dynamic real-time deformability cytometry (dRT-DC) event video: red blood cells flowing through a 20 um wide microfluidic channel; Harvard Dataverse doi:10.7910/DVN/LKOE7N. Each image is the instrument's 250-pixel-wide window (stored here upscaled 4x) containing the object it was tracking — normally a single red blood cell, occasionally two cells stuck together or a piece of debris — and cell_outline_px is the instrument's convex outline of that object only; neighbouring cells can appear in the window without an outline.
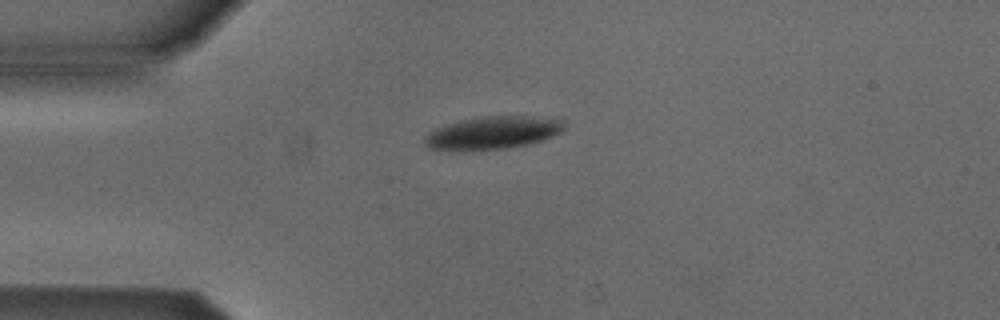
{"species": "Egyptian fruit bat (a non-hibernating species)", "species_latin": "Rousettus aegyptiacus", "temperature_condition": "cold", "stored_images_in_passage": 4, "camera_frame_rate_fps": 3000, "um_per_image_px": 0.085, "animal": {"sex": "male"}, "frame": {"image": 1, "passage_image": 1, "time_ms": 0.0, "image_size_px": [1000, 320], "cell_outline_px": [[564, 128], [560, 132], [540, 140], [528, 144], [508, 148], [432, 148], [424, 144], [424, 140], [436, 128], [460, 120], [484, 116], [528, 116], [564, 120]], "centroid_in_image_um": [41.96, 11.24], "position_along_channel_um": 43.0, "area_um2": 25.37}}
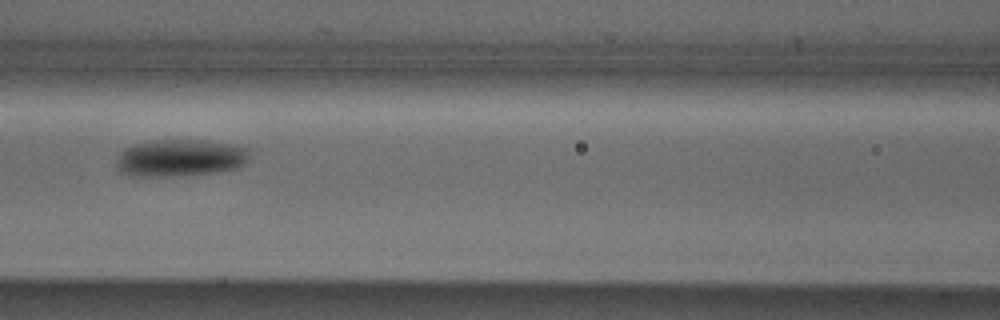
{"frame": {"image": 2, "passage_image": 4, "time_ms": 3.333, "image_size_px": [1000, 320], "cell_outline_px": [[248, 160], [240, 168], [216, 172], [168, 176], [128, 176], [120, 172], [116, 168], [116, 156], [124, 148], [148, 140], [208, 140], [232, 144], [248, 148]], "centroid_in_image_um": [15.28, 13.42], "position_along_channel_um": 151.3, "area_um2": 29.19}}